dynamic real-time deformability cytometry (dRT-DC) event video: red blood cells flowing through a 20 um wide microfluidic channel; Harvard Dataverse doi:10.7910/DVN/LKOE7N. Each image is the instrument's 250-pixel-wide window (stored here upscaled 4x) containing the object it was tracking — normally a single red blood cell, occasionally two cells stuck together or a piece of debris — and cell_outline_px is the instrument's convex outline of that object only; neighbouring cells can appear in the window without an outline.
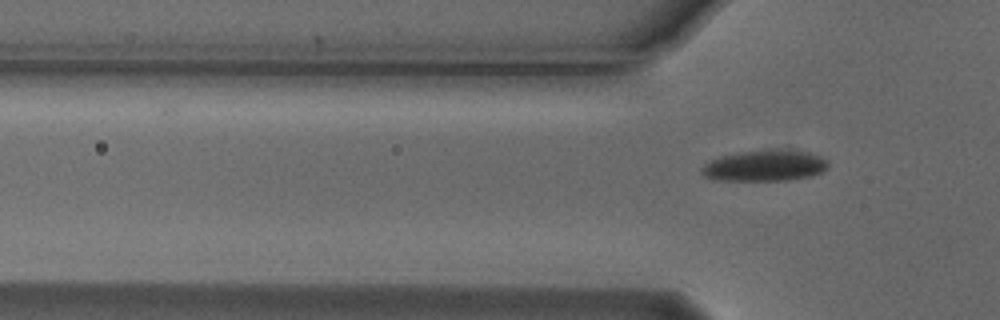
{"species": "Egyptian fruit bat (a non-hibernating species)", "species_latin": "Rousettus aegyptiacus", "temperature_condition": "cold", "stored_images_in_passage": 4, "camera_frame_rate_fps": 3000, "um_per_image_px": 0.085, "animal": {"sex": "male"}, "frame": {"image": 1, "passage_image": 4, "time_ms": 1.0, "image_size_px": [1000, 320], "cell_outline_px": [[828, 168], [812, 176], [788, 180], [716, 180], [704, 176], [700, 172], [700, 168], [704, 164], [720, 156], [740, 152], [776, 148], [808, 152], [824, 156], [828, 160]], "centroid_in_image_um": [65.03, 14.07], "position_along_channel_um": 60.8, "area_um2": 23.24}}